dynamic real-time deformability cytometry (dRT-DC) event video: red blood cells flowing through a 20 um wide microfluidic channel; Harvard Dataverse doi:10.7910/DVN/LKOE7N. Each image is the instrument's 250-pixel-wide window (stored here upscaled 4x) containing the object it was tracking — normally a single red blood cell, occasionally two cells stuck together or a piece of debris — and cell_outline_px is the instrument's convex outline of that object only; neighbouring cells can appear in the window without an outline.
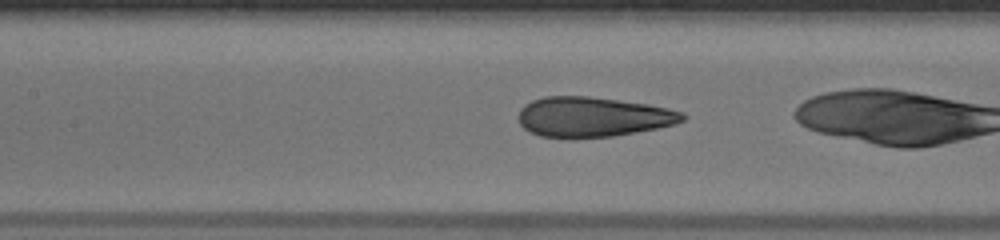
{"species": "human", "species_latin": "Homo sapiens", "temperature_condition": "warm", "stored_images_in_passage": 37, "camera_frame_rate_fps": 3000, "um_per_image_px": 0.085, "donor": {"sex": "male"}, "frame": {"image": 1, "passage_image": 21, "time_ms": 6.667, "image_size_px": [1000, 240], "cell_outline_px": [[688, 116], [684, 120], [676, 124], [636, 132], [612, 136], [572, 140], [568, 140], [540, 136], [528, 132], [520, 124], [520, 108], [524, 104], [532, 100], [544, 96], [588, 96], [648, 104], [668, 108], [684, 112]], "centroid_in_image_um": [50.37, 9.96], "position_along_channel_um": 157.0, "area_um2": 38.9}}
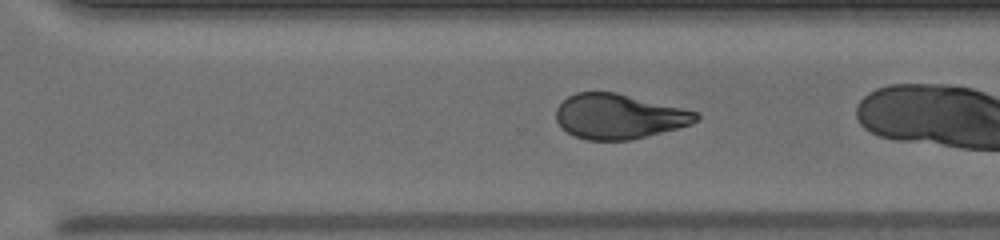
{"frame": {"image": 2, "passage_image": 33, "time_ms": 10.667, "image_size_px": [1000, 240], "cell_outline_px": [[700, 116], [692, 124], [632, 140], [588, 140], [576, 136], [560, 128], [556, 120], [556, 108], [568, 96], [576, 92], [616, 92], [696, 112]], "centroid_in_image_um": [52.56, 9.9], "position_along_channel_um": 318.0, "area_um2": 36.36}}